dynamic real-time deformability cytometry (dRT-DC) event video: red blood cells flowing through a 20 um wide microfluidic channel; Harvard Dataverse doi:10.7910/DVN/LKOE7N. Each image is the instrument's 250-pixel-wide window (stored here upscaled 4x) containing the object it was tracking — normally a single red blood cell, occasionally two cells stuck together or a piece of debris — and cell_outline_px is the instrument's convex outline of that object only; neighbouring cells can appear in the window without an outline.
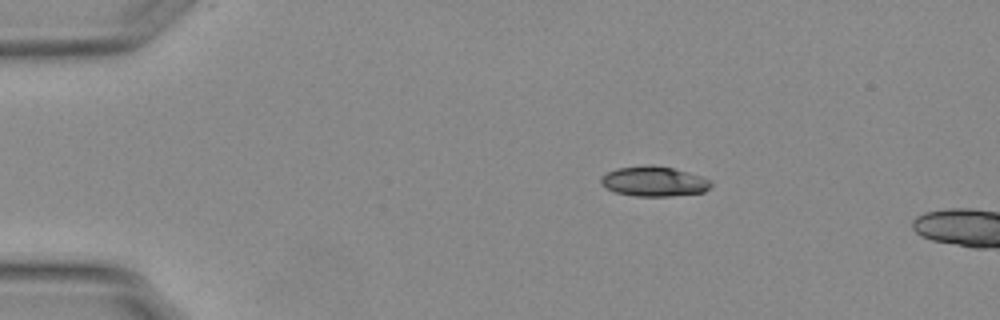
{"species": "Egyptian fruit bat (a non-hibernating species)", "species_latin": "Rousettus aegyptiacus", "temperature_condition": "warm", "stored_images_in_passage": 4, "camera_frame_rate_fps": 3000, "um_per_image_px": 0.085, "animal": {"sex": "female"}, "frame": {"image": 1, "passage_image": 1, "time_ms": 0.0, "image_size_px": [1000, 320], "cell_outline_px": [[712, 184], [704, 192], [668, 196], [636, 196], [616, 192], [604, 188], [600, 184], [600, 176], [616, 168], [648, 164], [652, 164], [672, 168], [700, 176], [712, 180]], "centroid_in_image_um": [55.54, 15.41], "position_along_channel_um": 29.5, "area_um2": 19.31}}